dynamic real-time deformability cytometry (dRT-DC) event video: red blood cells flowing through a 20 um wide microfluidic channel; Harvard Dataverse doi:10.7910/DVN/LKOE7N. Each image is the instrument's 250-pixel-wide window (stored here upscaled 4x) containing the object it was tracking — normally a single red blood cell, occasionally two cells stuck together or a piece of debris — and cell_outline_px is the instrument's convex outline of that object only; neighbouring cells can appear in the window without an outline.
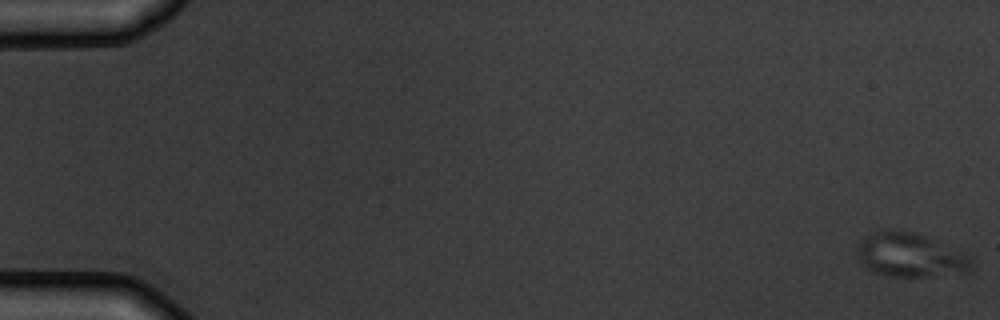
{"species": "common noctule bat (a hibernating species)", "species_latin": "Nyctalus noctula", "temperature_condition": "warm", "stored_images_in_passage": 6, "camera_frame_rate_fps": 3000, "um_per_image_px": 0.085, "animal": {"sex": "male", "body_mass_g": 19.5, "forearm_length_mm": 54.6}, "frame": {"image": 1, "passage_image": 1, "time_ms": 0.0, "image_size_px": [1000, 320], "cell_outline_px": [[972, 268], [968, 272], [924, 276], [888, 276], [876, 272], [860, 264], [856, 256], [856, 244], [868, 232], [880, 228], [892, 228], [912, 232], [924, 236], [972, 256]], "centroid_in_image_um": [77.27, 21.64], "position_along_channel_um": 7.7, "area_um2": 29.77}}